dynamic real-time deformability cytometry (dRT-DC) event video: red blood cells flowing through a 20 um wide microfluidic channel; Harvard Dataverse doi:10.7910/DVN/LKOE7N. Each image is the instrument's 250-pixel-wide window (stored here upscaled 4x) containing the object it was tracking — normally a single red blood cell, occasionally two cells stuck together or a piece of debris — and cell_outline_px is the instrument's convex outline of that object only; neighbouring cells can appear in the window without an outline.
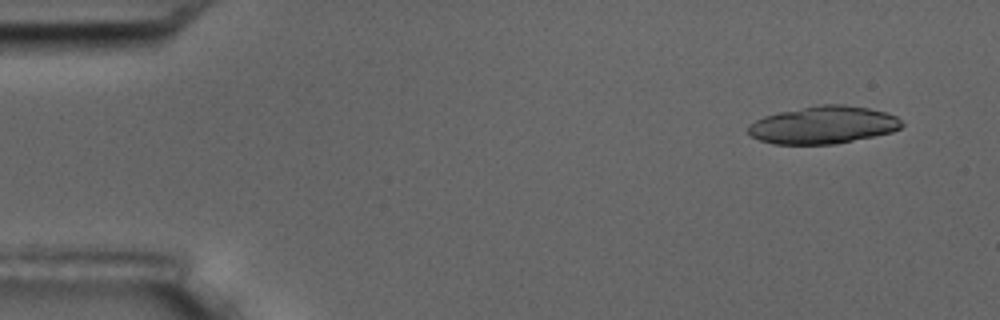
{"species": "common noctule bat (a hibernating species)", "species_latin": "Nyctalus noctula", "temperature_condition": "room temperature", "stored_images_in_passage": 4, "camera_frame_rate_fps": 3000, "um_per_image_px": 0.085, "animal": {"sex": "male", "body_mass_g": 17.5, "forearm_length_mm": 52.3}, "frame": {"image": 1, "passage_image": 1, "time_ms": 0.0, "image_size_px": [1000, 320], "cell_outline_px": [[904, 124], [900, 128], [892, 132], [836, 144], [772, 144], [760, 140], [752, 136], [748, 132], [748, 124], [764, 116], [780, 112], [820, 104], [844, 104], [868, 108], [884, 112], [896, 116]], "centroid_in_image_um": [69.97, 10.62], "position_along_channel_um": 15.0, "area_um2": 33.52}}